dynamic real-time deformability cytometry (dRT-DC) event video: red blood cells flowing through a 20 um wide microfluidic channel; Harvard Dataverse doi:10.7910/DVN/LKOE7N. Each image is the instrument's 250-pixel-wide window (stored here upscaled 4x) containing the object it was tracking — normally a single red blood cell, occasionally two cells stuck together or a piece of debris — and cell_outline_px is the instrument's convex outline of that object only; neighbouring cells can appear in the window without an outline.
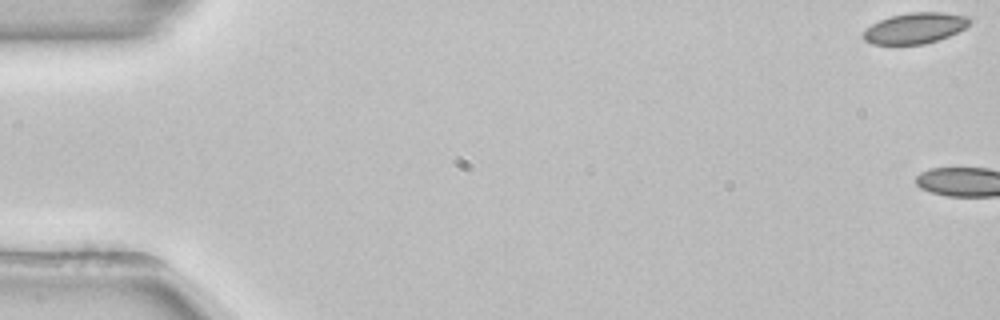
{"species": "common noctule bat (a hibernating species)", "species_latin": "Nyctalus noctula", "temperature_condition": "room temperature", "stored_images_in_passage": 4, "camera_frame_rate_fps": 3000, "um_per_image_px": 0.085, "animal": {"sex": "female", "body_mass_g": 22.7, "forearm_length_mm": 54.2}, "frame": {"image": 1, "passage_image": 1, "time_ms": 0.0, "image_size_px": [1000, 320], "cell_outline_px": [[972, 20], [964, 28], [948, 36], [924, 44], [872, 44], [864, 40], [864, 32], [872, 24], [880, 20], [892, 16], [908, 12], [940, 12], [972, 16]], "centroid_in_image_um": [77.81, 2.38], "position_along_channel_um": 7.2, "area_um2": 18.9}}